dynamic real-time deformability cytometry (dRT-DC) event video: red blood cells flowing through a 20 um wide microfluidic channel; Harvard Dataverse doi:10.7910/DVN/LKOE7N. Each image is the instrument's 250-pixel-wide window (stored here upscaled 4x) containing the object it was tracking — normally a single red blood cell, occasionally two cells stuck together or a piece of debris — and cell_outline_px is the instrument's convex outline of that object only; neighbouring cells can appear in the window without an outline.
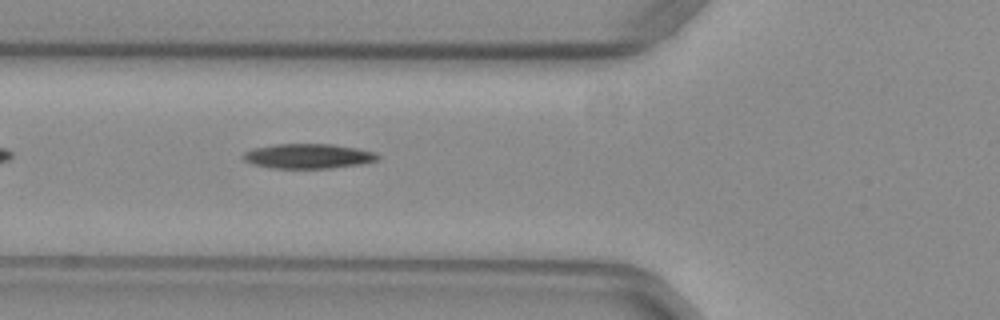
{"species": "common noctule bat (a hibernating species)", "species_latin": "Nyctalus noctula", "temperature_condition": "warm", "stored_images_in_passage": 39, "camera_frame_rate_fps": 3000, "um_per_image_px": 0.085, "animal": {"sex": "female", "body_mass_g": 29.2, "forearm_length_mm": 56.3}, "frame": {"image": 1, "passage_image": 6, "time_ms": 1.667, "image_size_px": [1000, 320], "cell_outline_px": [[380, 160], [360, 164], [332, 168], [272, 168], [252, 164], [244, 160], [244, 152], [252, 148], [276, 144], [332, 144], [356, 148], [376, 152], [380, 156]], "centroid_in_image_um": [26.22, 13.27], "position_along_channel_um": 99.6, "area_um2": 19.48}}
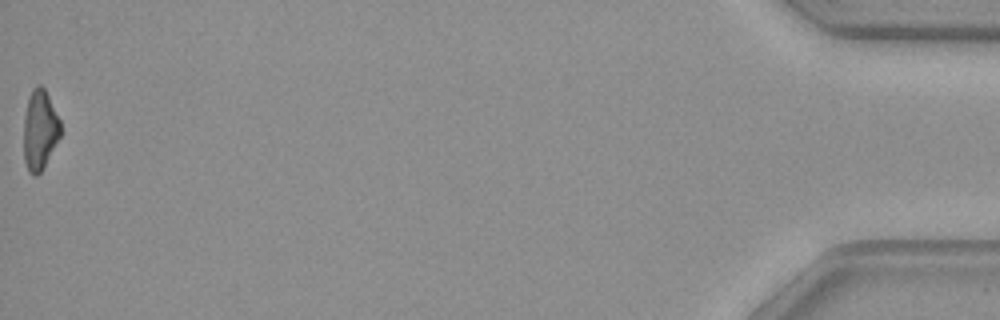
{"frame": {"image": 2, "passage_image": 39, "time_ms": 12.667, "image_size_px": [1000, 320], "cell_outline_px": [[60, 136], [44, 168], [36, 176], [32, 176], [28, 172], [24, 160], [24, 120], [28, 100], [32, 88], [36, 84], [40, 84], [44, 88], [60, 120]], "centroid_in_image_um": [3.38, 11.08], "position_along_channel_um": 431.8, "area_um2": 17.11}, "authors_computed_cell_mechanics": {"area_um2": 18.6694, "velocity_mm_per_s": 3.9659, "shape_relaxation_time_tau1_ms": 7.8051, "shape_relaxation_time_tau2_ms": 5.0119, "deformation_change_tau1": 0.2261, "deformation_change_tau2": 0.1484}}